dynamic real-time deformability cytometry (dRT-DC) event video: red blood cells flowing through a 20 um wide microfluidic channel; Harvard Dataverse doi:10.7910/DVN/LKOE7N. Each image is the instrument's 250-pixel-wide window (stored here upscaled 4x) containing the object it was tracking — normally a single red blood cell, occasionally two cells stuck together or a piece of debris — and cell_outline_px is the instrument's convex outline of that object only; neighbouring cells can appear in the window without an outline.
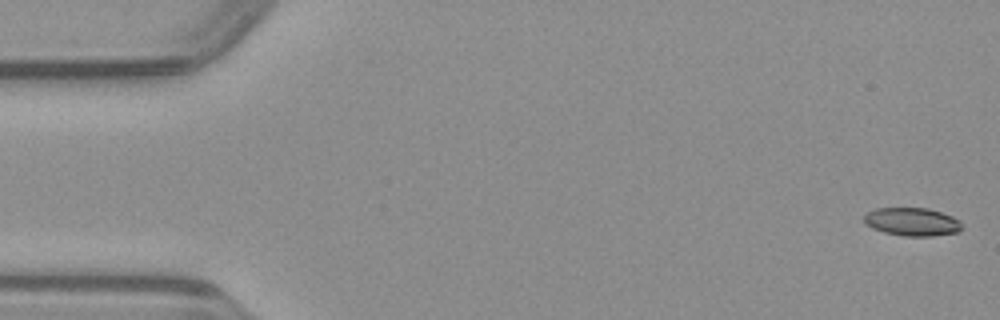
{"species": "common noctule bat (a hibernating species)", "species_latin": "Nyctalus noctula", "temperature_condition": "warm", "stored_images_in_passage": 11, "camera_frame_rate_fps": 3000, "um_per_image_px": 0.085, "animal": {"sex": "male", "body_mass_g": 23.1, "forearm_length_mm": 52.7}, "frame": {"image": 1, "passage_image": 1, "time_ms": 0.0, "image_size_px": [1000, 320], "cell_outline_px": [[960, 232], [932, 236], [904, 236], [884, 232], [872, 228], [864, 224], [864, 216], [868, 212], [876, 208], [928, 208], [952, 216], [960, 220]], "centroid_in_image_um": [77.52, 18.85], "position_along_channel_um": 7.5, "area_um2": 16.07}}